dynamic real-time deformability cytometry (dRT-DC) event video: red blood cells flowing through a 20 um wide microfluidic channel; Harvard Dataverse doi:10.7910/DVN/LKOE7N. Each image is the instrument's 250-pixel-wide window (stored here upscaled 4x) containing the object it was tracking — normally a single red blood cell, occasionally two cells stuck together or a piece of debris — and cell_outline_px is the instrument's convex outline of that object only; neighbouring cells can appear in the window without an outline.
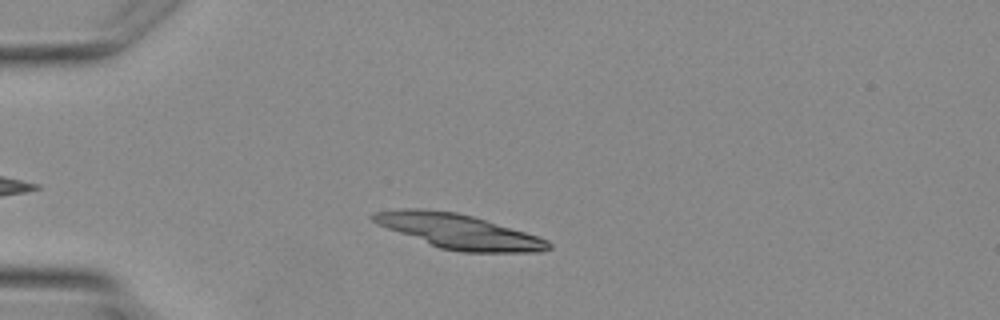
{"species": "Egyptian fruit bat (a non-hibernating species)", "species_latin": "Rousettus aegyptiacus", "temperature_condition": "warm", "stored_images_in_passage": 1, "camera_frame_rate_fps": 3000, "um_per_image_px": 0.085, "animal": {"sex": "female"}, "frame": {"image": 1, "passage_image": 1, "time_ms": 0.0, "image_size_px": [1000, 320], "cell_outline_px": [[552, 248], [540, 252], [460, 252], [440, 248], [376, 224], [368, 216], [372, 212], [400, 208], [424, 208], [456, 212], [472, 216], [524, 232], [548, 240], [552, 244]], "centroid_in_image_um": [38.94, 19.66], "position_along_channel_um": 46.1, "area_um2": 35.2}}